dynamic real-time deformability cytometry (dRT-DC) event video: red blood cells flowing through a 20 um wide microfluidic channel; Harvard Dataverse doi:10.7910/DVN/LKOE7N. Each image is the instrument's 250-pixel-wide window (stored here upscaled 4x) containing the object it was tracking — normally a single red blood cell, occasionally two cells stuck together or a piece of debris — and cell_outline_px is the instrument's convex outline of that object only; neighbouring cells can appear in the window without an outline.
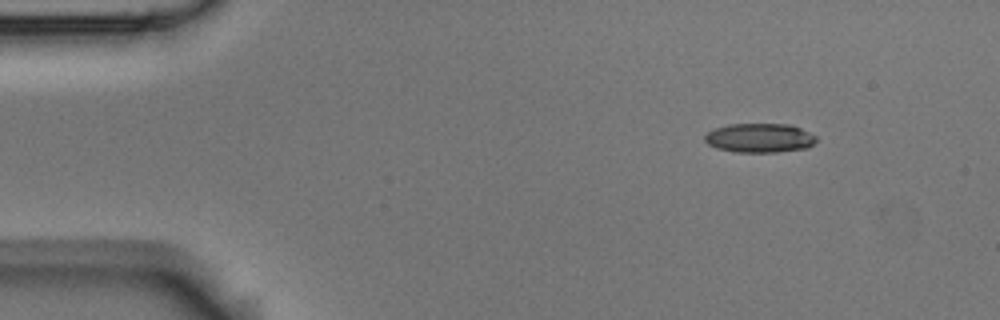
{"species": "Egyptian fruit bat (a non-hibernating species)", "species_latin": "Rousettus aegyptiacus", "temperature_condition": "room temperature", "stored_images_in_passage": 6, "camera_frame_rate_fps": 3000, "um_per_image_px": 0.085, "animal": {"sex": "male"}, "frame": {"image": 1, "passage_image": 1, "time_ms": 0.0, "image_size_px": [1000, 320], "cell_outline_px": [[816, 140], [808, 148], [776, 152], [736, 152], [716, 148], [708, 144], [704, 140], [704, 136], [708, 132], [716, 128], [728, 124], [792, 124], [816, 136]], "centroid_in_image_um": [64.56, 11.72], "position_along_channel_um": 20.4, "area_um2": 18.96}}
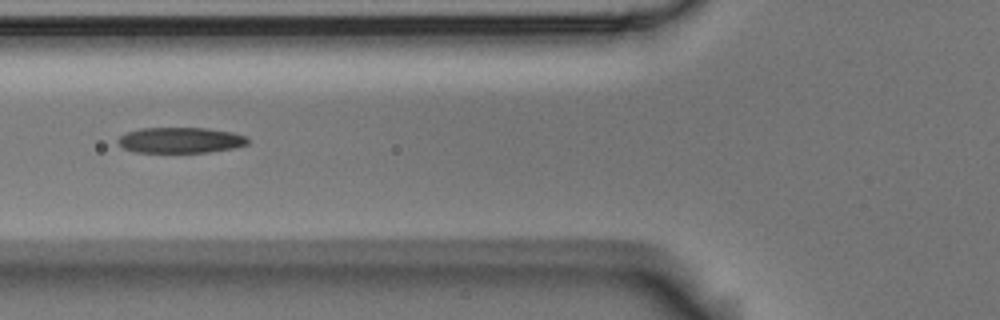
{"frame": {"image": 2, "passage_image": 5, "time_ms": 1.333, "image_size_px": [1000, 320], "cell_outline_px": [[248, 144], [232, 148], [208, 152], [136, 152], [124, 148], [116, 140], [120, 136], [128, 132], [140, 128], [208, 128], [232, 132], [248, 136]], "centroid_in_image_um": [15.36, 11.91], "position_along_channel_um": 110.4, "area_um2": 19.36}}
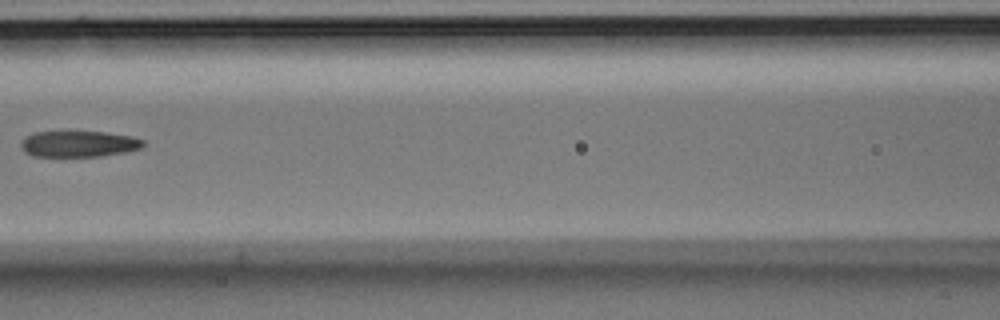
{"frame": {"image": 3, "passage_image": 6, "time_ms": 1.667, "image_size_px": [1000, 320], "cell_outline_px": [[144, 144], [140, 148], [124, 152], [100, 156], [32, 156], [24, 152], [20, 144], [28, 136], [36, 132], [104, 132], [132, 136], [144, 140]], "centroid_in_image_um": [6.71, 12.23], "position_along_channel_um": 159.9, "area_um2": 18.32}}